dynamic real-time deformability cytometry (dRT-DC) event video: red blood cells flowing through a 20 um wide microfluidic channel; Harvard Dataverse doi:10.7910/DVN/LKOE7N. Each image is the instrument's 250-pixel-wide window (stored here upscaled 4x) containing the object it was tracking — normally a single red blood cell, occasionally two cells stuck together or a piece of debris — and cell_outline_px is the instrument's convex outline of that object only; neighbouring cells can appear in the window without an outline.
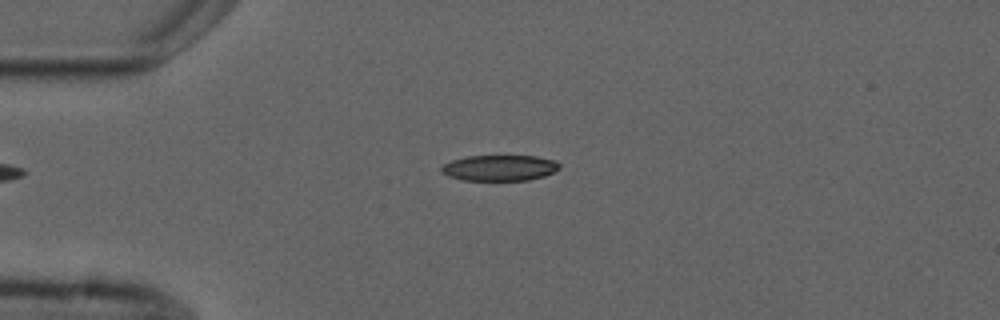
{"species": "common noctule bat (a hibernating species)", "species_latin": "Nyctalus noctula", "temperature_condition": "cold", "stored_images_in_passage": 4, "camera_frame_rate_fps": 3000, "um_per_image_px": 0.085, "animal": {"sex": "male", "forearm_length_mm": 52.5}, "frame": {"image": 1, "passage_image": 1, "time_ms": 0.0, "image_size_px": [1000, 320], "cell_outline_px": [[560, 168], [544, 176], [528, 180], [464, 180], [448, 176], [440, 172], [440, 168], [444, 164], [452, 160], [468, 156], [536, 156], [556, 160], [560, 164]], "centroid_in_image_um": [42.46, 14.27], "position_along_channel_um": 42.5, "area_um2": 17.74}}
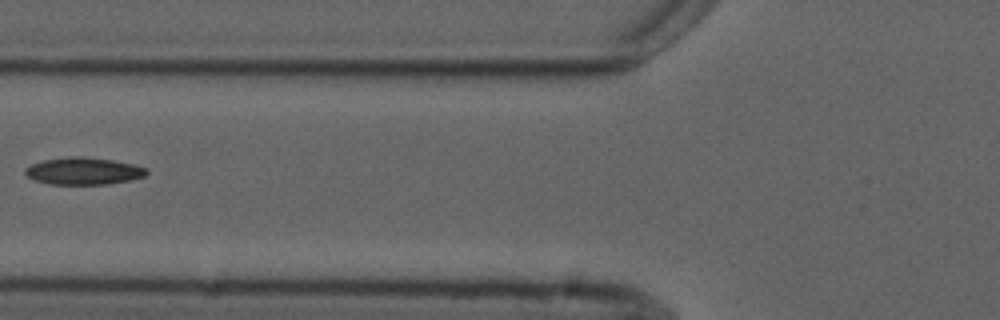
{"frame": {"image": 2, "passage_image": 3, "time_ms": 2.667, "image_size_px": [1000, 320], "cell_outline_px": [[148, 172], [144, 176], [128, 180], [108, 184], [48, 184], [36, 180], [28, 176], [24, 172], [24, 168], [32, 164], [44, 160], [72, 156], [80, 156], [112, 160], [136, 164], [148, 168]], "centroid_in_image_um": [7.12, 14.53], "position_along_channel_um": 118.7, "area_um2": 19.13}}
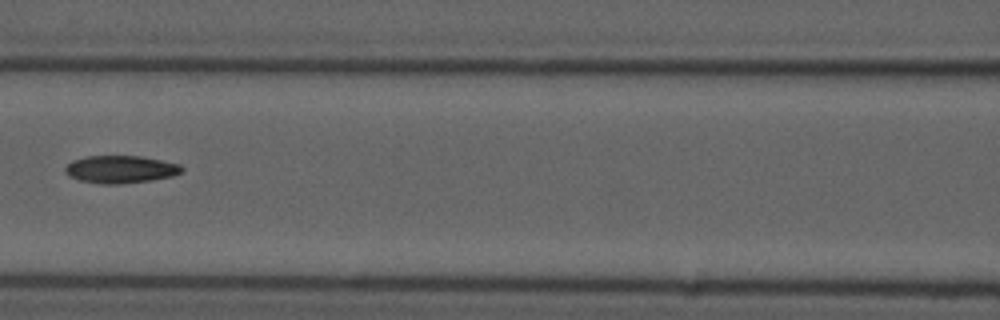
{"frame": {"image": 3, "passage_image": 4, "time_ms": 3.667, "image_size_px": [1000, 320], "cell_outline_px": [[184, 168], [180, 172], [172, 176], [152, 180], [116, 184], [100, 184], [80, 180], [68, 176], [64, 172], [64, 168], [72, 160], [88, 156], [140, 156], [180, 164]], "centroid_in_image_um": [10.22, 14.39], "position_along_channel_um": 156.4, "area_um2": 18.67}}